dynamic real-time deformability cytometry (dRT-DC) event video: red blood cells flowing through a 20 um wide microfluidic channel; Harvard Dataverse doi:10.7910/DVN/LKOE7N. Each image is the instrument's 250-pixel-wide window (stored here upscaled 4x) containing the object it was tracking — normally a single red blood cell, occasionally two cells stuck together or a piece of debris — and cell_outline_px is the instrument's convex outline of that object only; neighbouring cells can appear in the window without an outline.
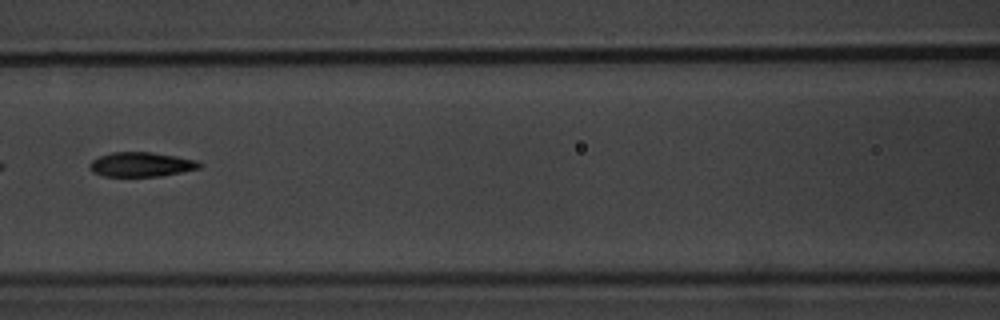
{"species": "common noctule bat (a hibernating species)", "species_latin": "Nyctalus noctula", "temperature_condition": "warm", "stored_images_in_passage": 7, "camera_frame_rate_fps": 3000, "um_per_image_px": 0.085, "animal": {"sex": "male", "body_mass_g": 20.1, "forearm_length_mm": 53.5}, "frame": {"image": 1, "passage_image": 3, "time_ms": 3.0, "image_size_px": [1000, 320], "cell_outline_px": [[204, 164], [200, 168], [160, 176], [104, 176], [92, 172], [88, 168], [88, 164], [92, 160], [100, 156], [112, 152], [152, 152], [176, 156], [196, 160]], "centroid_in_image_um": [11.99, 13.97], "position_along_channel_um": 154.6, "area_um2": 15.72}}
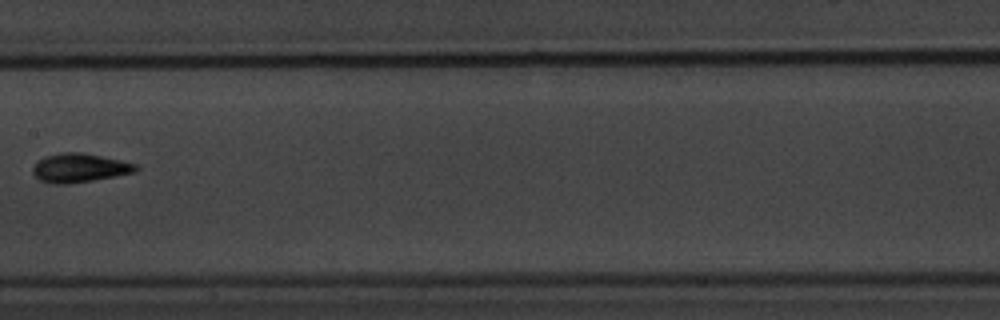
{"frame": {"image": 2, "passage_image": 4, "time_ms": 4.333, "image_size_px": [1000, 320], "cell_outline_px": [[140, 168], [136, 172], [116, 176], [68, 184], [52, 184], [40, 180], [32, 172], [32, 168], [44, 156], [60, 152], [84, 152], [120, 160], [136, 164]], "centroid_in_image_um": [6.77, 14.26], "position_along_channel_um": 200.6, "area_um2": 17.4}}